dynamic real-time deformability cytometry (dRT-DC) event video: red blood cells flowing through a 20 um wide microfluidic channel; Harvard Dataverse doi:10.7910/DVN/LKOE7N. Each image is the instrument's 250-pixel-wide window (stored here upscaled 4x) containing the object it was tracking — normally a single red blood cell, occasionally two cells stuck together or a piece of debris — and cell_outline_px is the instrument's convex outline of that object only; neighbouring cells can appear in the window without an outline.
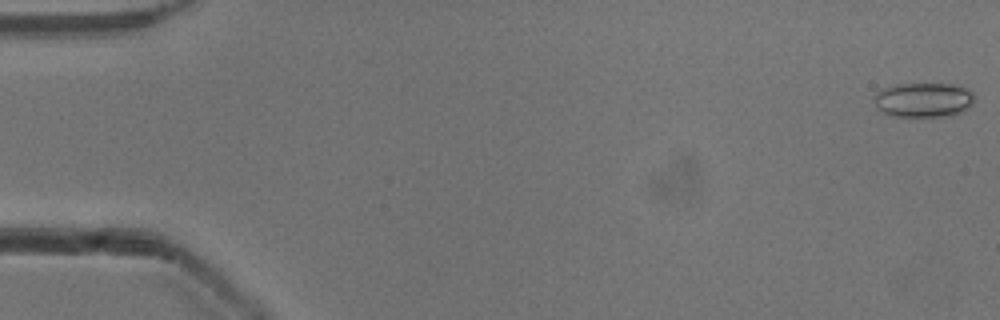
{"species": "common noctule bat (a hibernating species)", "species_latin": "Nyctalus noctula", "temperature_condition": "cold", "stored_images_in_passage": 53, "camera_frame_rate_fps": 3000, "um_per_image_px": 0.085, "animal": {"sex": "male", "body_mass_g": 13.3}, "frame": {"image": 1, "passage_image": 1, "time_ms": 0.0, "image_size_px": [1000, 320], "cell_outline_px": [[976, 100], [964, 112], [952, 116], [888, 116], [880, 112], [876, 108], [872, 96], [876, 92], [884, 88], [900, 84], [952, 84], [968, 88], [976, 96]], "centroid_in_image_um": [78.51, 8.5], "position_along_channel_um": 6.5, "area_um2": 20.75}}
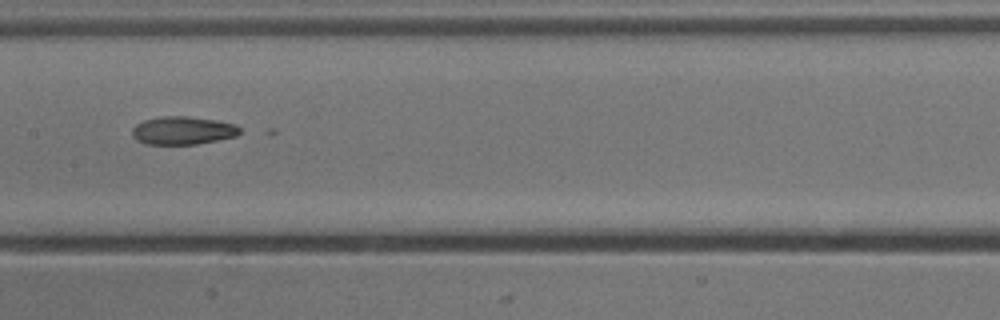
{"frame": {"image": 2, "passage_image": 27, "time_ms": 8.667, "image_size_px": [1000, 320], "cell_outline_px": [[240, 132], [236, 136], [196, 144], [144, 144], [136, 140], [132, 136], [132, 128], [136, 124], [144, 120], [164, 116], [188, 116], [216, 120], [236, 124], [240, 128]], "centroid_in_image_um": [15.52, 11.09], "position_along_channel_um": 191.9, "area_um2": 17.63}}
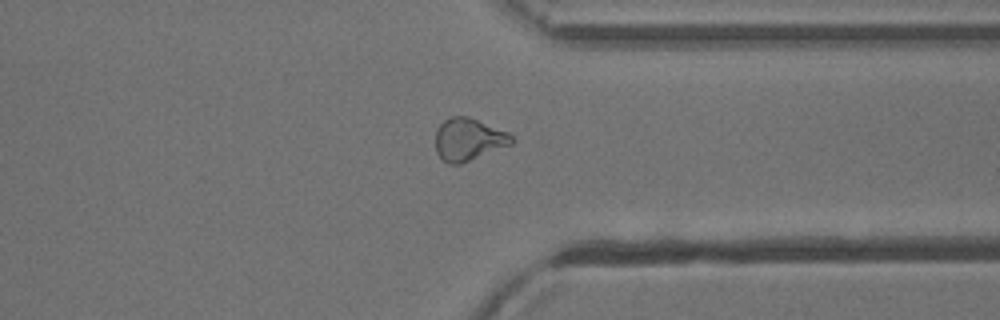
{"frame": {"image": 3, "passage_image": 41, "time_ms": 13.333, "image_size_px": [1000, 320], "cell_outline_px": [[516, 140], [512, 144], [460, 164], [448, 164], [436, 152], [436, 128], [444, 120], [452, 116], [468, 116], [508, 132]], "centroid_in_image_um": [39.82, 11.84], "position_along_channel_um": 371.6, "area_um2": 18.79}}